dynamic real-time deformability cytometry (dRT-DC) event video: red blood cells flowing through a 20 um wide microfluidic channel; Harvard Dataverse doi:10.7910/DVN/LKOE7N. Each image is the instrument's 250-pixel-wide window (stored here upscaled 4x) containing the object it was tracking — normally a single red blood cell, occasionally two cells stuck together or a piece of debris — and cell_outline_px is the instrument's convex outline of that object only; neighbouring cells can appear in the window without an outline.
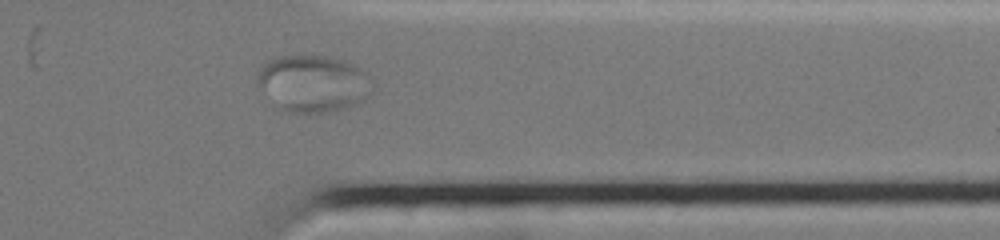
{"species": "common noctule bat (a hibernating species)", "species_latin": "Nyctalus noctula", "temperature_condition": "cold", "stored_images_in_passage": 33, "segment_of_instrument_passage": [2, 2], "camera_frame_rate_fps": 3000, "um_per_image_px": 0.085, "animal": {"sex": "female", "body_mass_g": 19.0, "forearm_length_mm": 51.5}, "frame": {"image": 1, "passage_image": 29, "time_ms": 9.333, "image_size_px": [1000, 240], "cell_outline_px": [[372, 92], [356, 104], [328, 112], [284, 112], [284, 104], [372, 80]], "centroid_in_image_um": [28.18, 8.46], "position_along_channel_um": 383.2, "area_um2": 10.29}}